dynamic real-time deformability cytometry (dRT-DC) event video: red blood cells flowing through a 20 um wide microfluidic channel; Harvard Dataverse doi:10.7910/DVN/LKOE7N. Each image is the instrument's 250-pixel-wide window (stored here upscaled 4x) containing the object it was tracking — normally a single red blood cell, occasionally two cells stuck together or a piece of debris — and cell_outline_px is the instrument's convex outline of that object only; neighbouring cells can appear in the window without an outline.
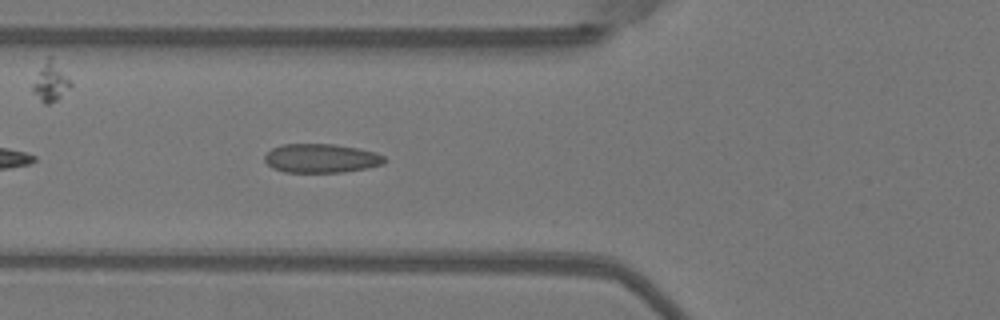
{"species": "Egyptian fruit bat (a non-hibernating species)", "species_latin": "Rousettus aegyptiacus", "temperature_condition": "warm", "stored_images_in_passage": 30, "camera_frame_rate_fps": 3000, "um_per_image_px": 0.085, "animal": {"sex": "female"}, "frame": {"image": 1, "passage_image": 5, "time_ms": 1.333, "image_size_px": [1000, 320], "cell_outline_px": [[388, 160], [384, 164], [368, 168], [344, 172], [284, 172], [272, 168], [264, 160], [264, 156], [272, 148], [284, 144], [332, 144], [356, 148], [376, 152], [384, 156]], "centroid_in_image_um": [27.33, 13.46], "position_along_channel_um": 98.5, "area_um2": 20.29}}
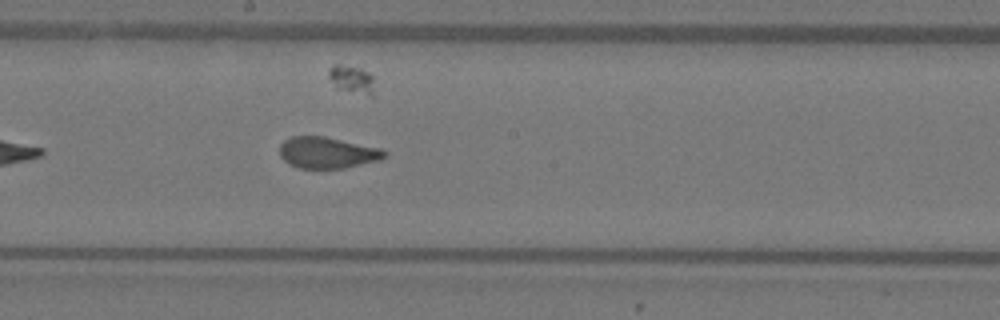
{"frame": {"image": 2, "passage_image": 14, "time_ms": 4.333, "image_size_px": [1000, 320], "cell_outline_px": [[388, 156], [380, 160], [344, 168], [296, 168], [288, 164], [280, 156], [280, 144], [284, 140], [292, 136], [324, 136], [380, 148], [388, 152]], "centroid_in_image_um": [27.82, 12.98], "position_along_channel_um": 220.4, "area_um2": 19.25}}
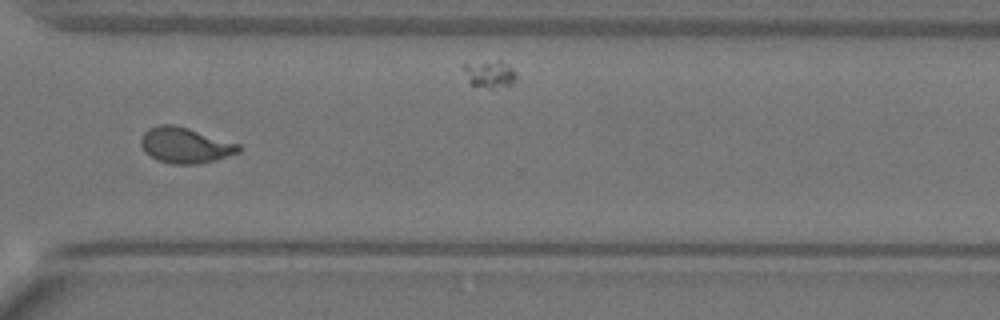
{"frame": {"image": 3, "passage_image": 24, "time_ms": 7.667, "image_size_px": [1000, 320], "cell_outline_px": [[240, 152], [216, 160], [196, 164], [172, 164], [156, 160], [144, 152], [140, 144], [140, 140], [144, 132], [148, 128], [156, 124], [176, 124], [240, 144]], "centroid_in_image_um": [15.71, 12.34], "position_along_channel_um": 354.9, "area_um2": 20.58}, "authors_computed_cell_mechanics": {"area_um2": 19.7387, "velocity_mm_per_s": 4.0432, "shape_relaxation_time_tau1_ms": 5.944, "shape_relaxation_time_tau2_ms": 0.686, "deformation_change_tau1": 0.1691, "deformation_change_tau2": 0.0481}}